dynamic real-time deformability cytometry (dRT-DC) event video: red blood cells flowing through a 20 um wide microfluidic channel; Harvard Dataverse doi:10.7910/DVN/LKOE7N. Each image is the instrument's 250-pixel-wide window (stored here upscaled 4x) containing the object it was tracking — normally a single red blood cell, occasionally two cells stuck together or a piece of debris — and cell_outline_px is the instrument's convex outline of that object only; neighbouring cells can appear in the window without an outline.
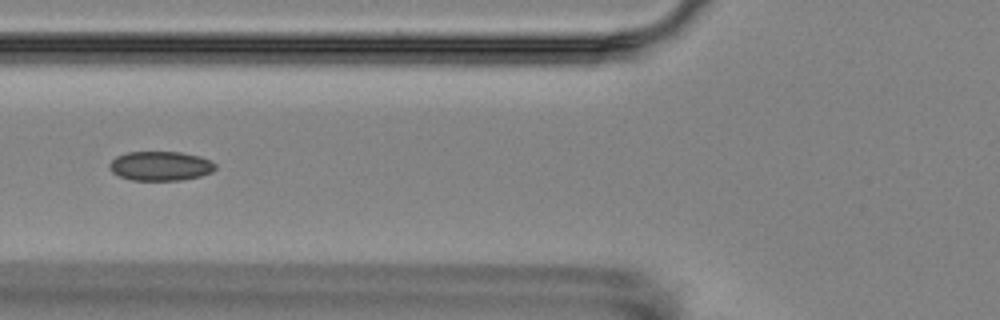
{"species": "Egyptian fruit bat (a non-hibernating species)", "species_latin": "Rousettus aegyptiacus", "temperature_condition": "room temperature", "stored_images_in_passage": 8, "camera_frame_rate_fps": 3000, "um_per_image_px": 0.085, "animal": {"sex": "female"}, "frame": {"image": 1, "passage_image": 6, "time_ms": 6.667, "image_size_px": [1000, 320], "cell_outline_px": [[216, 168], [212, 172], [200, 176], [180, 180], [132, 180], [120, 176], [112, 172], [108, 168], [108, 164], [116, 156], [128, 152], [180, 152], [200, 156], [216, 164]], "centroid_in_image_um": [13.62, 14.1], "position_along_channel_um": 112.2, "area_um2": 18.09}}
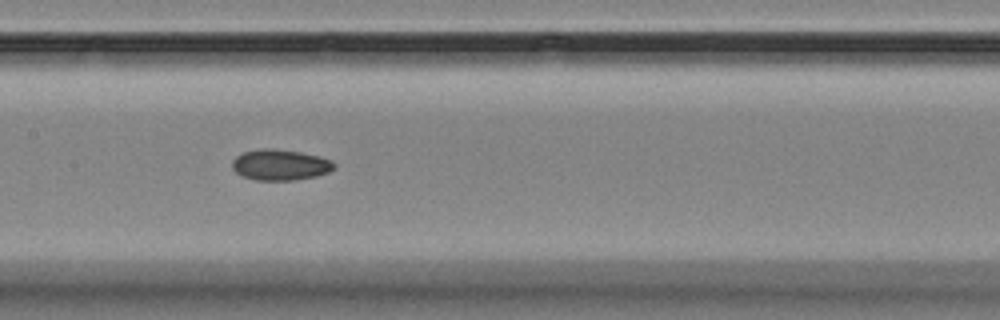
{"frame": {"image": 2, "passage_image": 8, "time_ms": 8.667, "image_size_px": [1000, 320], "cell_outline_px": [[336, 168], [328, 172], [316, 176], [296, 180], [256, 180], [240, 176], [232, 168], [232, 160], [236, 156], [244, 152], [260, 148], [272, 148], [300, 152], [320, 156], [332, 160], [336, 164]], "centroid_in_image_um": [23.82, 14.01], "position_along_channel_um": 183.6, "area_um2": 18.55}}